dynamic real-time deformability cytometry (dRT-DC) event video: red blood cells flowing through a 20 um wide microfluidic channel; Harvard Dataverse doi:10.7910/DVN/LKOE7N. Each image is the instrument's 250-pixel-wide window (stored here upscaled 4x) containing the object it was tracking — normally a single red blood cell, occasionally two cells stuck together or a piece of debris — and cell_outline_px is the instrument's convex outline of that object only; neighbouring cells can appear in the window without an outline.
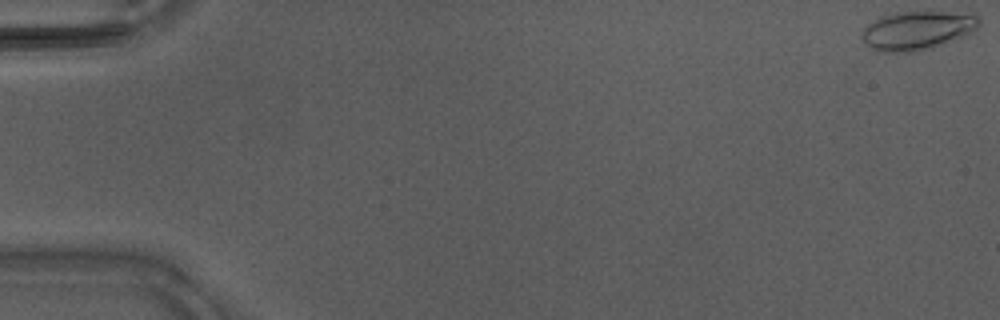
{"species": "Egyptian fruit bat (a non-hibernating species)", "species_latin": "Rousettus aegyptiacus", "temperature_condition": "warm", "stored_images_in_passage": 26, "camera_frame_rate_fps": 3000, "um_per_image_px": 0.085, "animal": {"sex": "male"}, "frame": {"image": 1, "passage_image": 1, "time_ms": 0.0, "image_size_px": [1000, 320], "cell_outline_px": [[980, 24], [976, 28], [956, 40], [932, 48], [916, 52], [880, 52], [864, 44], [860, 36], [864, 28], [868, 24], [880, 16], [896, 12], [944, 12], [980, 16]], "centroid_in_image_um": [77.91, 2.6], "position_along_channel_um": 7.1, "area_um2": 26.47}}